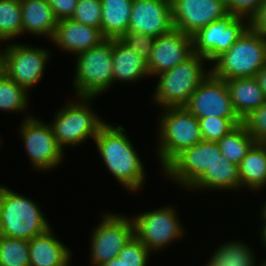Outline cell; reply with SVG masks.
Instances as JSON below:
<instances>
[{
	"instance_id": "1",
	"label": "cell",
	"mask_w": 266,
	"mask_h": 266,
	"mask_svg": "<svg viewBox=\"0 0 266 266\" xmlns=\"http://www.w3.org/2000/svg\"><path fill=\"white\" fill-rule=\"evenodd\" d=\"M94 141L101 159L116 180L127 191L142 189L145 184V168L124 127L106 122Z\"/></svg>"
},
{
	"instance_id": "2",
	"label": "cell",
	"mask_w": 266,
	"mask_h": 266,
	"mask_svg": "<svg viewBox=\"0 0 266 266\" xmlns=\"http://www.w3.org/2000/svg\"><path fill=\"white\" fill-rule=\"evenodd\" d=\"M38 204L0 184V235L30 240L51 226Z\"/></svg>"
},
{
	"instance_id": "3",
	"label": "cell",
	"mask_w": 266,
	"mask_h": 266,
	"mask_svg": "<svg viewBox=\"0 0 266 266\" xmlns=\"http://www.w3.org/2000/svg\"><path fill=\"white\" fill-rule=\"evenodd\" d=\"M211 63L214 64L211 74L225 81L255 77L266 65V38L249 26L229 50Z\"/></svg>"
},
{
	"instance_id": "4",
	"label": "cell",
	"mask_w": 266,
	"mask_h": 266,
	"mask_svg": "<svg viewBox=\"0 0 266 266\" xmlns=\"http://www.w3.org/2000/svg\"><path fill=\"white\" fill-rule=\"evenodd\" d=\"M206 58L194 54L187 61L177 64L158 77L153 101L162 109L185 107L196 88L211 73L203 67Z\"/></svg>"
},
{
	"instance_id": "5",
	"label": "cell",
	"mask_w": 266,
	"mask_h": 266,
	"mask_svg": "<svg viewBox=\"0 0 266 266\" xmlns=\"http://www.w3.org/2000/svg\"><path fill=\"white\" fill-rule=\"evenodd\" d=\"M162 110L163 114L158 121L157 154L161 169H164L179 153L203 139L198 118L185 107Z\"/></svg>"
},
{
	"instance_id": "6",
	"label": "cell",
	"mask_w": 266,
	"mask_h": 266,
	"mask_svg": "<svg viewBox=\"0 0 266 266\" xmlns=\"http://www.w3.org/2000/svg\"><path fill=\"white\" fill-rule=\"evenodd\" d=\"M57 110L50 124L58 145L64 150L66 146H76L98 135L105 121L93 112L90 101L95 97H76ZM78 100V101H77Z\"/></svg>"
},
{
	"instance_id": "7",
	"label": "cell",
	"mask_w": 266,
	"mask_h": 266,
	"mask_svg": "<svg viewBox=\"0 0 266 266\" xmlns=\"http://www.w3.org/2000/svg\"><path fill=\"white\" fill-rule=\"evenodd\" d=\"M75 57L73 81L76 97H96L113 86L112 39H106Z\"/></svg>"
},
{
	"instance_id": "8",
	"label": "cell",
	"mask_w": 266,
	"mask_h": 266,
	"mask_svg": "<svg viewBox=\"0 0 266 266\" xmlns=\"http://www.w3.org/2000/svg\"><path fill=\"white\" fill-rule=\"evenodd\" d=\"M172 206L143 212L132 218L134 235L151 252L163 250L169 243L177 241L178 237H183L184 227Z\"/></svg>"
},
{
	"instance_id": "9",
	"label": "cell",
	"mask_w": 266,
	"mask_h": 266,
	"mask_svg": "<svg viewBox=\"0 0 266 266\" xmlns=\"http://www.w3.org/2000/svg\"><path fill=\"white\" fill-rule=\"evenodd\" d=\"M92 230L91 264L102 266L109 260L118 257L128 240L134 235L132 217H124L111 212L103 215L102 221Z\"/></svg>"
},
{
	"instance_id": "10",
	"label": "cell",
	"mask_w": 266,
	"mask_h": 266,
	"mask_svg": "<svg viewBox=\"0 0 266 266\" xmlns=\"http://www.w3.org/2000/svg\"><path fill=\"white\" fill-rule=\"evenodd\" d=\"M20 125V136L33 168L47 171L61 164L64 150L58 145L50 124L29 116Z\"/></svg>"
},
{
	"instance_id": "11",
	"label": "cell",
	"mask_w": 266,
	"mask_h": 266,
	"mask_svg": "<svg viewBox=\"0 0 266 266\" xmlns=\"http://www.w3.org/2000/svg\"><path fill=\"white\" fill-rule=\"evenodd\" d=\"M249 27V19L229 13L192 36L194 54L212 62L226 52Z\"/></svg>"
},
{
	"instance_id": "12",
	"label": "cell",
	"mask_w": 266,
	"mask_h": 266,
	"mask_svg": "<svg viewBox=\"0 0 266 266\" xmlns=\"http://www.w3.org/2000/svg\"><path fill=\"white\" fill-rule=\"evenodd\" d=\"M221 155L217 142L202 140L179 153L163 169L164 176L188 190L207 168L220 159Z\"/></svg>"
},
{
	"instance_id": "13",
	"label": "cell",
	"mask_w": 266,
	"mask_h": 266,
	"mask_svg": "<svg viewBox=\"0 0 266 266\" xmlns=\"http://www.w3.org/2000/svg\"><path fill=\"white\" fill-rule=\"evenodd\" d=\"M4 51L5 74L10 79L27 91L40 82L50 58L48 49L8 43Z\"/></svg>"
},
{
	"instance_id": "14",
	"label": "cell",
	"mask_w": 266,
	"mask_h": 266,
	"mask_svg": "<svg viewBox=\"0 0 266 266\" xmlns=\"http://www.w3.org/2000/svg\"><path fill=\"white\" fill-rule=\"evenodd\" d=\"M185 108L198 119L208 116L239 118L232 106L226 81L211 73L193 92Z\"/></svg>"
},
{
	"instance_id": "15",
	"label": "cell",
	"mask_w": 266,
	"mask_h": 266,
	"mask_svg": "<svg viewBox=\"0 0 266 266\" xmlns=\"http://www.w3.org/2000/svg\"><path fill=\"white\" fill-rule=\"evenodd\" d=\"M171 8L174 29L189 36L229 14L225 0H173Z\"/></svg>"
},
{
	"instance_id": "16",
	"label": "cell",
	"mask_w": 266,
	"mask_h": 266,
	"mask_svg": "<svg viewBox=\"0 0 266 266\" xmlns=\"http://www.w3.org/2000/svg\"><path fill=\"white\" fill-rule=\"evenodd\" d=\"M194 55L192 36L173 29L155 38L147 66L150 77L157 76L187 61Z\"/></svg>"
},
{
	"instance_id": "17",
	"label": "cell",
	"mask_w": 266,
	"mask_h": 266,
	"mask_svg": "<svg viewBox=\"0 0 266 266\" xmlns=\"http://www.w3.org/2000/svg\"><path fill=\"white\" fill-rule=\"evenodd\" d=\"M173 29L171 3L164 0H133L128 32L156 38Z\"/></svg>"
},
{
	"instance_id": "18",
	"label": "cell",
	"mask_w": 266,
	"mask_h": 266,
	"mask_svg": "<svg viewBox=\"0 0 266 266\" xmlns=\"http://www.w3.org/2000/svg\"><path fill=\"white\" fill-rule=\"evenodd\" d=\"M106 39L100 28L75 22L70 18L58 21L51 42L63 51L78 55Z\"/></svg>"
},
{
	"instance_id": "19",
	"label": "cell",
	"mask_w": 266,
	"mask_h": 266,
	"mask_svg": "<svg viewBox=\"0 0 266 266\" xmlns=\"http://www.w3.org/2000/svg\"><path fill=\"white\" fill-rule=\"evenodd\" d=\"M113 84L133 82L148 77L147 61L128 47L120 38L112 39Z\"/></svg>"
},
{
	"instance_id": "20",
	"label": "cell",
	"mask_w": 266,
	"mask_h": 266,
	"mask_svg": "<svg viewBox=\"0 0 266 266\" xmlns=\"http://www.w3.org/2000/svg\"><path fill=\"white\" fill-rule=\"evenodd\" d=\"M71 251L57 239L51 227L29 240L30 266H64L71 259Z\"/></svg>"
},
{
	"instance_id": "21",
	"label": "cell",
	"mask_w": 266,
	"mask_h": 266,
	"mask_svg": "<svg viewBox=\"0 0 266 266\" xmlns=\"http://www.w3.org/2000/svg\"><path fill=\"white\" fill-rule=\"evenodd\" d=\"M22 35L45 36L52 39L58 20L47 0H20Z\"/></svg>"
},
{
	"instance_id": "22",
	"label": "cell",
	"mask_w": 266,
	"mask_h": 266,
	"mask_svg": "<svg viewBox=\"0 0 266 266\" xmlns=\"http://www.w3.org/2000/svg\"><path fill=\"white\" fill-rule=\"evenodd\" d=\"M226 84L234 111L241 120L266 103V97L256 77L229 79Z\"/></svg>"
},
{
	"instance_id": "23",
	"label": "cell",
	"mask_w": 266,
	"mask_h": 266,
	"mask_svg": "<svg viewBox=\"0 0 266 266\" xmlns=\"http://www.w3.org/2000/svg\"><path fill=\"white\" fill-rule=\"evenodd\" d=\"M241 187L239 168L224 155L188 188L191 190H234Z\"/></svg>"
},
{
	"instance_id": "24",
	"label": "cell",
	"mask_w": 266,
	"mask_h": 266,
	"mask_svg": "<svg viewBox=\"0 0 266 266\" xmlns=\"http://www.w3.org/2000/svg\"><path fill=\"white\" fill-rule=\"evenodd\" d=\"M133 0H101L100 29L107 39L121 38L128 33Z\"/></svg>"
},
{
	"instance_id": "25",
	"label": "cell",
	"mask_w": 266,
	"mask_h": 266,
	"mask_svg": "<svg viewBox=\"0 0 266 266\" xmlns=\"http://www.w3.org/2000/svg\"><path fill=\"white\" fill-rule=\"evenodd\" d=\"M241 187L261 190L266 186V144L255 143L238 166Z\"/></svg>"
},
{
	"instance_id": "26",
	"label": "cell",
	"mask_w": 266,
	"mask_h": 266,
	"mask_svg": "<svg viewBox=\"0 0 266 266\" xmlns=\"http://www.w3.org/2000/svg\"><path fill=\"white\" fill-rule=\"evenodd\" d=\"M253 255L249 246L235 240L215 249L207 266H255L257 262Z\"/></svg>"
},
{
	"instance_id": "27",
	"label": "cell",
	"mask_w": 266,
	"mask_h": 266,
	"mask_svg": "<svg viewBox=\"0 0 266 266\" xmlns=\"http://www.w3.org/2000/svg\"><path fill=\"white\" fill-rule=\"evenodd\" d=\"M217 143L221 154L231 163L239 166L256 141L241 123L224 135Z\"/></svg>"
},
{
	"instance_id": "28",
	"label": "cell",
	"mask_w": 266,
	"mask_h": 266,
	"mask_svg": "<svg viewBox=\"0 0 266 266\" xmlns=\"http://www.w3.org/2000/svg\"><path fill=\"white\" fill-rule=\"evenodd\" d=\"M20 0H0V41L22 36Z\"/></svg>"
},
{
	"instance_id": "29",
	"label": "cell",
	"mask_w": 266,
	"mask_h": 266,
	"mask_svg": "<svg viewBox=\"0 0 266 266\" xmlns=\"http://www.w3.org/2000/svg\"><path fill=\"white\" fill-rule=\"evenodd\" d=\"M28 91L10 79L6 74L0 78V110L22 112L28 106Z\"/></svg>"
},
{
	"instance_id": "30",
	"label": "cell",
	"mask_w": 266,
	"mask_h": 266,
	"mask_svg": "<svg viewBox=\"0 0 266 266\" xmlns=\"http://www.w3.org/2000/svg\"><path fill=\"white\" fill-rule=\"evenodd\" d=\"M0 266H30L29 241L0 235Z\"/></svg>"
},
{
	"instance_id": "31",
	"label": "cell",
	"mask_w": 266,
	"mask_h": 266,
	"mask_svg": "<svg viewBox=\"0 0 266 266\" xmlns=\"http://www.w3.org/2000/svg\"><path fill=\"white\" fill-rule=\"evenodd\" d=\"M200 132L205 141L218 142L237 125L242 123L240 118H221L208 116L199 118Z\"/></svg>"
},
{
	"instance_id": "32",
	"label": "cell",
	"mask_w": 266,
	"mask_h": 266,
	"mask_svg": "<svg viewBox=\"0 0 266 266\" xmlns=\"http://www.w3.org/2000/svg\"><path fill=\"white\" fill-rule=\"evenodd\" d=\"M151 251L133 235L120 251L118 258L124 266H147Z\"/></svg>"
},
{
	"instance_id": "33",
	"label": "cell",
	"mask_w": 266,
	"mask_h": 266,
	"mask_svg": "<svg viewBox=\"0 0 266 266\" xmlns=\"http://www.w3.org/2000/svg\"><path fill=\"white\" fill-rule=\"evenodd\" d=\"M102 16L101 0H77L72 20L100 28Z\"/></svg>"
},
{
	"instance_id": "34",
	"label": "cell",
	"mask_w": 266,
	"mask_h": 266,
	"mask_svg": "<svg viewBox=\"0 0 266 266\" xmlns=\"http://www.w3.org/2000/svg\"><path fill=\"white\" fill-rule=\"evenodd\" d=\"M242 124L256 143L266 144V103L244 117Z\"/></svg>"
},
{
	"instance_id": "35",
	"label": "cell",
	"mask_w": 266,
	"mask_h": 266,
	"mask_svg": "<svg viewBox=\"0 0 266 266\" xmlns=\"http://www.w3.org/2000/svg\"><path fill=\"white\" fill-rule=\"evenodd\" d=\"M128 47L145 59L149 60L155 38L149 35L128 32L120 38Z\"/></svg>"
},
{
	"instance_id": "36",
	"label": "cell",
	"mask_w": 266,
	"mask_h": 266,
	"mask_svg": "<svg viewBox=\"0 0 266 266\" xmlns=\"http://www.w3.org/2000/svg\"><path fill=\"white\" fill-rule=\"evenodd\" d=\"M265 0H225L227 10L231 14L250 19Z\"/></svg>"
},
{
	"instance_id": "37",
	"label": "cell",
	"mask_w": 266,
	"mask_h": 266,
	"mask_svg": "<svg viewBox=\"0 0 266 266\" xmlns=\"http://www.w3.org/2000/svg\"><path fill=\"white\" fill-rule=\"evenodd\" d=\"M56 19H70L75 11L77 0H47Z\"/></svg>"
},
{
	"instance_id": "38",
	"label": "cell",
	"mask_w": 266,
	"mask_h": 266,
	"mask_svg": "<svg viewBox=\"0 0 266 266\" xmlns=\"http://www.w3.org/2000/svg\"><path fill=\"white\" fill-rule=\"evenodd\" d=\"M249 26L266 38V0L261 4L257 12L249 19Z\"/></svg>"
},
{
	"instance_id": "39",
	"label": "cell",
	"mask_w": 266,
	"mask_h": 266,
	"mask_svg": "<svg viewBox=\"0 0 266 266\" xmlns=\"http://www.w3.org/2000/svg\"><path fill=\"white\" fill-rule=\"evenodd\" d=\"M255 77L266 97V65L258 71Z\"/></svg>"
},
{
	"instance_id": "40",
	"label": "cell",
	"mask_w": 266,
	"mask_h": 266,
	"mask_svg": "<svg viewBox=\"0 0 266 266\" xmlns=\"http://www.w3.org/2000/svg\"><path fill=\"white\" fill-rule=\"evenodd\" d=\"M5 74V51H0V78Z\"/></svg>"
},
{
	"instance_id": "41",
	"label": "cell",
	"mask_w": 266,
	"mask_h": 266,
	"mask_svg": "<svg viewBox=\"0 0 266 266\" xmlns=\"http://www.w3.org/2000/svg\"><path fill=\"white\" fill-rule=\"evenodd\" d=\"M102 266H124V265H123L122 261L118 257H116V258L109 260L108 262H106Z\"/></svg>"
},
{
	"instance_id": "42",
	"label": "cell",
	"mask_w": 266,
	"mask_h": 266,
	"mask_svg": "<svg viewBox=\"0 0 266 266\" xmlns=\"http://www.w3.org/2000/svg\"><path fill=\"white\" fill-rule=\"evenodd\" d=\"M263 226L261 227L262 231H260V237L262 238V243L266 248V220H263Z\"/></svg>"
},
{
	"instance_id": "43",
	"label": "cell",
	"mask_w": 266,
	"mask_h": 266,
	"mask_svg": "<svg viewBox=\"0 0 266 266\" xmlns=\"http://www.w3.org/2000/svg\"><path fill=\"white\" fill-rule=\"evenodd\" d=\"M261 208H263V209L261 210L262 220H266V201H265L263 207H261Z\"/></svg>"
},
{
	"instance_id": "44",
	"label": "cell",
	"mask_w": 266,
	"mask_h": 266,
	"mask_svg": "<svg viewBox=\"0 0 266 266\" xmlns=\"http://www.w3.org/2000/svg\"><path fill=\"white\" fill-rule=\"evenodd\" d=\"M263 262L262 263H260V266H266V260L264 259V260H262Z\"/></svg>"
},
{
	"instance_id": "45",
	"label": "cell",
	"mask_w": 266,
	"mask_h": 266,
	"mask_svg": "<svg viewBox=\"0 0 266 266\" xmlns=\"http://www.w3.org/2000/svg\"><path fill=\"white\" fill-rule=\"evenodd\" d=\"M70 261H71V259L64 266H70L71 265Z\"/></svg>"
},
{
	"instance_id": "46",
	"label": "cell",
	"mask_w": 266,
	"mask_h": 266,
	"mask_svg": "<svg viewBox=\"0 0 266 266\" xmlns=\"http://www.w3.org/2000/svg\"><path fill=\"white\" fill-rule=\"evenodd\" d=\"M164 1H167V2H169V3H172L173 0H164Z\"/></svg>"
}]
</instances>
